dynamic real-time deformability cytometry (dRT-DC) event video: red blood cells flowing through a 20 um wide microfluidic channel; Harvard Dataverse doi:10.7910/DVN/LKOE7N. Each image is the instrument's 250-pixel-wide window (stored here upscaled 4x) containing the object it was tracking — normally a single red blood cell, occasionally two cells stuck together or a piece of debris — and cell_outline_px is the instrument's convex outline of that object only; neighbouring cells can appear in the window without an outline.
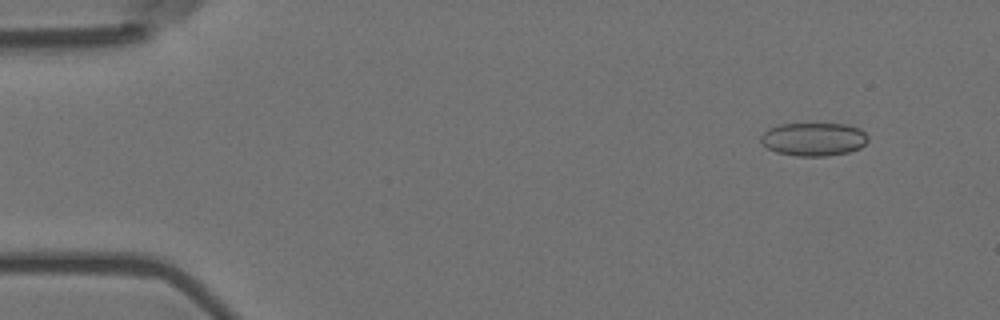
{"species": "Egyptian fruit bat (a non-hibernating species)", "species_latin": "Rousettus aegyptiacus", "temperature_condition": "room temperature", "stored_images_in_passage": 5, "camera_frame_rate_fps": 3000, "um_per_image_px": 0.085, "animal": {"sex": "female"}, "frame": {"image": 1, "passage_image": 2, "time_ms": 0.333, "image_size_px": [1000, 320], "cell_outline_px": [[868, 140], [860, 148], [848, 152], [828, 156], [796, 156], [776, 152], [768, 148], [760, 140], [760, 136], [768, 128], [780, 124], [848, 124], [860, 128], [868, 136]], "centroid_in_image_um": [69.17, 11.83], "position_along_channel_um": 15.8, "area_um2": 20.87}}
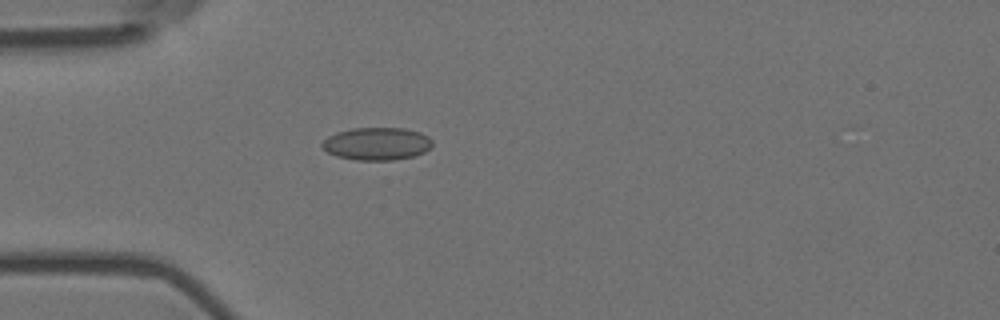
{"frame": {"image": 2, "passage_image": 5, "time_ms": 1.333, "image_size_px": [1000, 320], "cell_outline_px": [[432, 144], [424, 152], [412, 156], [392, 160], [356, 160], [336, 156], [328, 152], [320, 144], [328, 136], [336, 132], [352, 128], [404, 128], [420, 132], [428, 136], [432, 140]], "centroid_in_image_um": [32.01, 12.21], "position_along_channel_um": 53.0, "area_um2": 20.92}}